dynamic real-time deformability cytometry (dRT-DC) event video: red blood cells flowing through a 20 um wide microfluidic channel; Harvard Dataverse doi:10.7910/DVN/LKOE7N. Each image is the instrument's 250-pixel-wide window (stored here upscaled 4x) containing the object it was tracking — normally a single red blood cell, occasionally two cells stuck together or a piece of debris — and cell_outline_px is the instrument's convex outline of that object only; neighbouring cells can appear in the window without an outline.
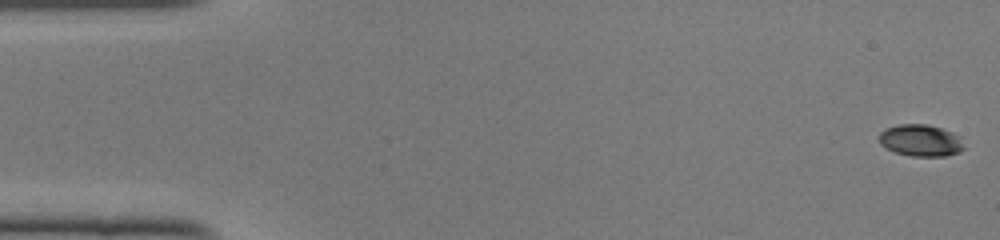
{"species": "common noctule bat (a hibernating species)", "species_latin": "Nyctalus noctula", "temperature_condition": "cold", "stored_images_in_passage": 8, "camera_frame_rate_fps": 3000, "um_per_image_px": 0.085, "animal": {"sex": "female", "body_mass_g": 22.0, "forearm_length_mm": 56.7}, "frame": {"image": 1, "passage_image": 1, "time_ms": 0.0, "image_size_px": [1000, 240], "cell_outline_px": [[964, 148], [960, 152], [944, 156], [912, 156], [896, 152], [880, 144], [880, 132], [884, 128], [900, 124], [928, 124], [952, 132], [960, 136]], "centroid_in_image_um": [78.27, 11.93], "position_along_channel_um": 6.7, "area_um2": 15.66}}